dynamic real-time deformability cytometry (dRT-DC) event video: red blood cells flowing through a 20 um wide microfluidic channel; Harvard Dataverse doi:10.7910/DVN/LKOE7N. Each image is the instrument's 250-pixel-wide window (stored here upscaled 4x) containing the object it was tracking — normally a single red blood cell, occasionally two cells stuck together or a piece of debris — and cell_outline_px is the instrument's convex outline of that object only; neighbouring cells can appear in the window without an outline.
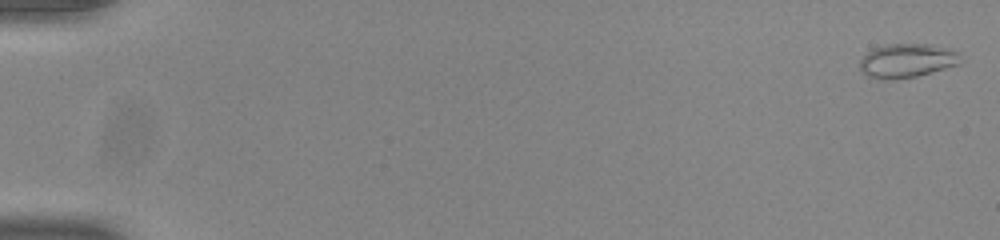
{"species": "common noctule bat (a hibernating species)", "species_latin": "Nyctalus noctula", "temperature_condition": "room temperature", "stored_images_in_passage": 54, "camera_frame_rate_fps": 3000, "um_per_image_px": 0.085, "animal": {"sex": "male", "body_mass_g": 20.0, "forearm_length_mm": 53.3}, "frame": {"image": 1, "passage_image": 2, "time_ms": 0.333, "image_size_px": [1000, 240], "cell_outline_px": [[960, 64], [916, 76], [892, 80], [880, 80], [868, 76], [860, 68], [860, 60], [872, 48], [884, 44], [928, 44], [948, 48], [956, 52]], "centroid_in_image_um": [77.04, 5.16], "position_along_channel_um": 8.0, "area_um2": 19.77}}
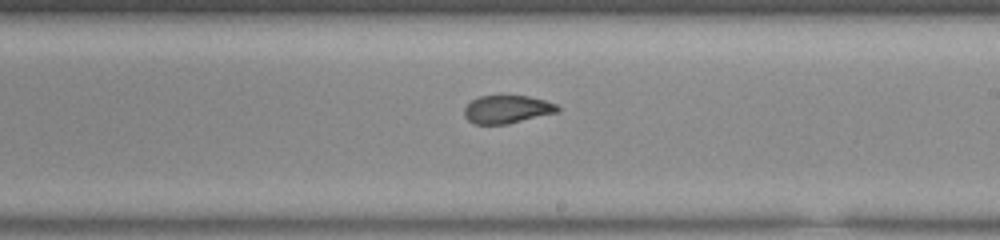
{"frame": {"image": 2, "passage_image": 34, "time_ms": 11.0, "image_size_px": [1000, 240], "cell_outline_px": [[560, 112], [508, 124], [476, 124], [468, 120], [464, 116], [464, 108], [472, 100], [480, 96], [528, 96], [544, 100], [556, 104], [560, 108]], "centroid_in_image_um": [43.12, 9.3], "position_along_channel_um": 245.9, "area_um2": 15.26}}
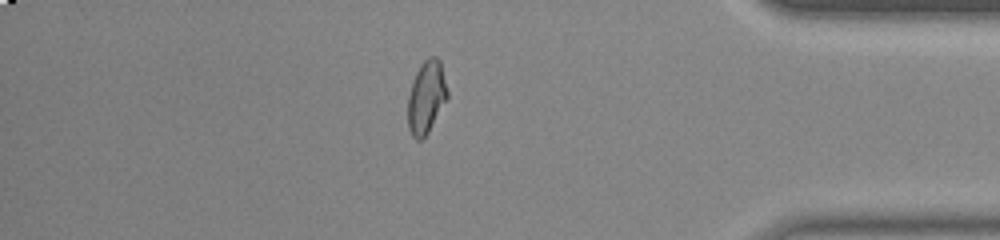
{"frame": {"image": 3, "passage_image": 48, "time_ms": 15.667, "image_size_px": [1000, 240], "cell_outline_px": [[448, 96], [428, 132], [420, 140], [416, 140], [412, 136], [408, 128], [408, 96], [416, 72], [420, 64], [428, 56], [436, 56], [440, 60], [448, 92]], "centroid_in_image_um": [36.23, 8.23], "position_along_channel_um": 399.0, "area_um2": 16.59}}